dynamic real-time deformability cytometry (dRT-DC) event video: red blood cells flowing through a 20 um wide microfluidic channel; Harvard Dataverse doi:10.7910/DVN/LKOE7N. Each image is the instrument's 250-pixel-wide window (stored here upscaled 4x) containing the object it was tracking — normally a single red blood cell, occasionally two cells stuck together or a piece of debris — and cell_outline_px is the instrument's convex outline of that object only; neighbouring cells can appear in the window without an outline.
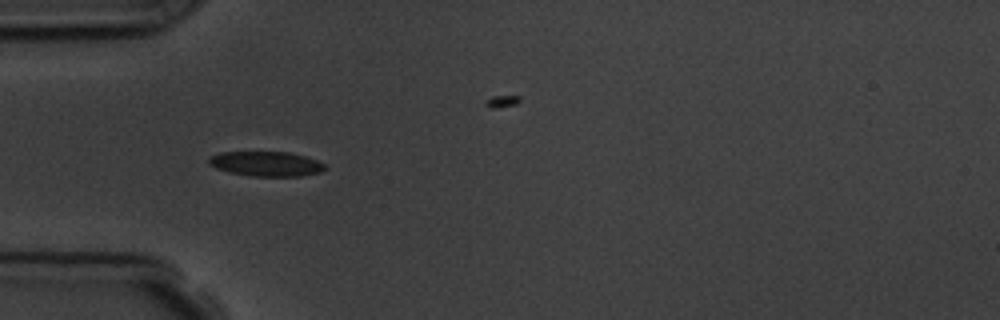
{"species": "common noctule bat (a hibernating species)", "species_latin": "Nyctalus noctula", "temperature_condition": "room temperature", "stored_images_in_passage": 5, "camera_frame_rate_fps": 3000, "um_per_image_px": 0.085, "animal": {"sex": "male", "body_mass_g": 19.5, "forearm_length_mm": 54.6}, "frame": {"image": 1, "passage_image": 4, "time_ms": 4.667, "image_size_px": [1000, 320], "cell_outline_px": [[324, 168], [320, 172], [300, 176], [252, 176], [228, 172], [216, 168], [208, 164], [208, 160], [212, 156], [220, 152], [288, 152], [304, 156], [316, 160], [324, 164]], "centroid_in_image_um": [22.58, 13.92], "position_along_channel_um": 62.4, "area_um2": 16.59}}
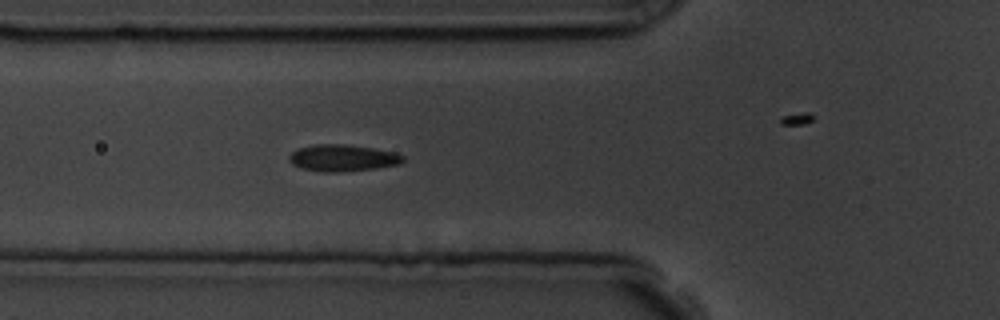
{"frame": {"image": 2, "passage_image": 5, "time_ms": 5.667, "image_size_px": [1000, 320], "cell_outline_px": [[404, 160], [400, 164], [376, 168], [340, 172], [324, 172], [300, 168], [292, 164], [288, 160], [288, 156], [292, 152], [300, 148], [316, 144], [344, 144], [372, 148], [392, 152], [404, 156]], "centroid_in_image_um": [29.1, 13.43], "position_along_channel_um": 96.7, "area_um2": 17.63}}